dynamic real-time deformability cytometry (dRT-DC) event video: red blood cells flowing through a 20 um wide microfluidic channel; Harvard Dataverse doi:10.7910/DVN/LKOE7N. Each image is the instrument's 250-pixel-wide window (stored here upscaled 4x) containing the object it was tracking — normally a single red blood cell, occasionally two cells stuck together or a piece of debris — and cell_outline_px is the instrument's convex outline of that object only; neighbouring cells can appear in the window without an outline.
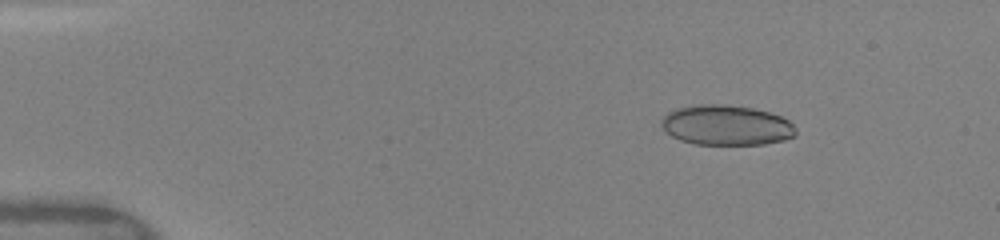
{"species": "human", "species_latin": "Homo sapiens", "temperature_condition": "warm", "stored_images_in_passage": 49, "camera_frame_rate_fps": 3000, "um_per_image_px": 0.085, "donor": {"sex": "female"}, "frame": {"image": 1, "passage_image": 7, "time_ms": 2.0, "image_size_px": [1000, 240], "cell_outline_px": [[796, 136], [784, 140], [764, 144], [696, 144], [680, 140], [672, 136], [660, 124], [660, 120], [668, 112], [676, 108], [696, 104], [724, 104], [752, 108], [772, 112], [788, 120], [796, 128]], "centroid_in_image_um": [61.75, 10.63], "position_along_channel_um": 23.3, "area_um2": 31.56}}
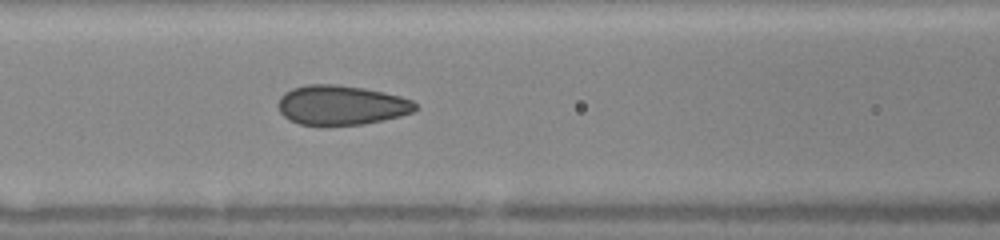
{"frame": {"image": 2, "passage_image": 22, "time_ms": 7.0, "image_size_px": [1000, 240], "cell_outline_px": [[416, 108], [412, 112], [400, 116], [384, 120], [364, 124], [300, 124], [288, 120], [280, 112], [276, 104], [280, 96], [284, 92], [292, 88], [308, 84], [336, 84], [364, 88], [384, 92], [400, 96], [412, 100], [416, 104]], "centroid_in_image_um": [28.98, 8.92], "position_along_channel_um": 137.6, "area_um2": 31.62}}
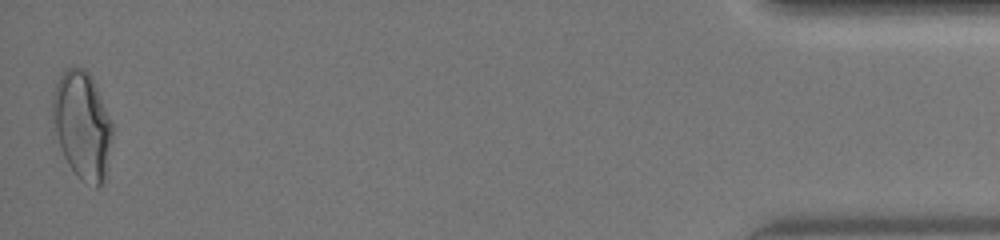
{"frame": {"image": 3, "passage_image": 49, "time_ms": 16.0, "image_size_px": [1000, 240], "cell_outline_px": [[112, 136], [104, 180], [96, 188], [80, 180], [68, 164], [64, 156], [56, 132], [52, 116], [52, 92], [64, 68], [72, 64], [84, 68], [88, 72], [112, 120]], "centroid_in_image_um": [6.97, 10.6], "position_along_channel_um": 428.2, "area_um2": 37.34}, "authors_computed_cell_mechanics": {"area_um2": 31.5588, "velocity_mm_per_s": 4.1139, "shape_relaxation_time_tau1_ms": 8.8574, "shape_relaxation_time_tau2_ms": 0.7288, "deformation_change_tau1": 0.2124, "deformation_change_tau2": 0.057}}